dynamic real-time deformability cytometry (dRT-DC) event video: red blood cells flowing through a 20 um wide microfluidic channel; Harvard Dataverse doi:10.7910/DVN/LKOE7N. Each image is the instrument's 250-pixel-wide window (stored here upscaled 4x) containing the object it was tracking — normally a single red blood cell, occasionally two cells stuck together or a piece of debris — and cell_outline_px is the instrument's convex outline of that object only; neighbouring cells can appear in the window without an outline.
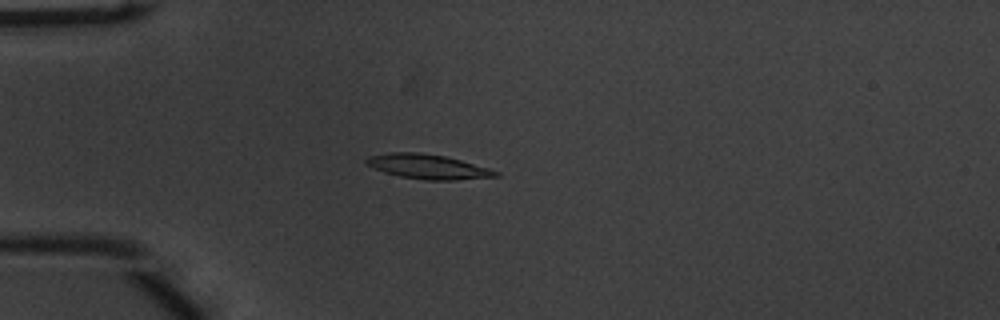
{"species": "common noctule bat (a hibernating species)", "species_latin": "Nyctalus noctula", "temperature_condition": "warm", "stored_images_in_passage": 54, "camera_frame_rate_fps": 3000, "um_per_image_px": 0.085, "animal": {"sex": "male", "body_mass_g": 20.1, "forearm_length_mm": 53.5}, "frame": {"image": 1, "passage_image": 15, "time_ms": 4.667, "image_size_px": [1000, 320], "cell_outline_px": [[500, 176], [452, 180], [428, 180], [400, 176], [384, 172], [368, 164], [364, 160], [368, 156], [388, 152], [420, 152], [444, 156], [460, 160], [488, 168], [500, 172]], "centroid_in_image_um": [36.37, 14.15], "position_along_channel_um": 48.6, "area_um2": 18.32}}
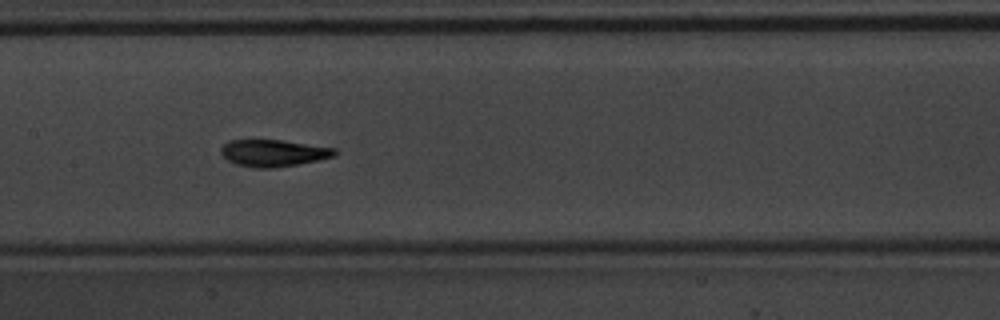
{"frame": {"image": 2, "passage_image": 27, "time_ms": 8.667, "image_size_px": [1000, 320], "cell_outline_px": [[336, 152], [332, 156], [316, 160], [276, 168], [256, 168], [236, 164], [228, 160], [220, 152], [220, 148], [228, 140], [280, 140], [336, 148]], "centroid_in_image_um": [23.19, 13.0], "position_along_channel_um": 184.2, "area_um2": 17.57}}
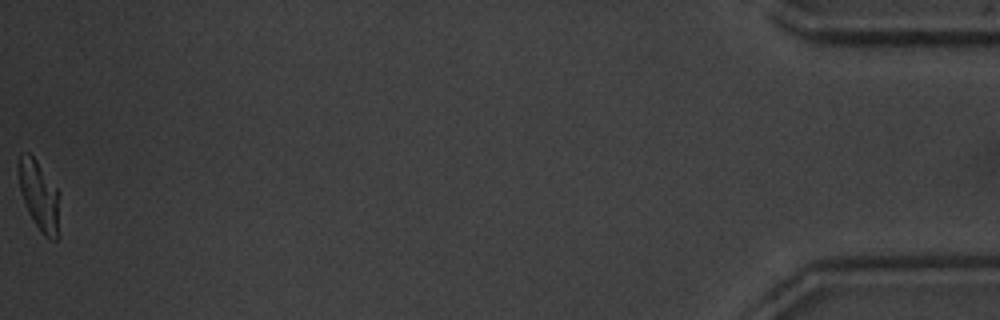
{"frame": {"image": 3, "passage_image": 54, "time_ms": 17.667, "image_size_px": [1000, 320], "cell_outline_px": [[60, 192], [56, 240], [48, 240], [40, 232], [28, 212], [20, 192], [16, 168], [16, 164], [20, 152], [28, 152], [36, 160]], "centroid_in_image_um": [3.28, 16.57], "position_along_channel_um": 431.9, "area_um2": 16.99}, "authors_computed_cell_mechanics": {"area_um2": 17.4845, "velocity_mm_per_s": 3.7911, "shape_relaxation_time_tau1_ms": 2.5992, "shape_relaxation_time_tau2_ms": 1.4417, "deformation_change_tau1": 0.1718, "deformation_change_tau2": 0.0845}}